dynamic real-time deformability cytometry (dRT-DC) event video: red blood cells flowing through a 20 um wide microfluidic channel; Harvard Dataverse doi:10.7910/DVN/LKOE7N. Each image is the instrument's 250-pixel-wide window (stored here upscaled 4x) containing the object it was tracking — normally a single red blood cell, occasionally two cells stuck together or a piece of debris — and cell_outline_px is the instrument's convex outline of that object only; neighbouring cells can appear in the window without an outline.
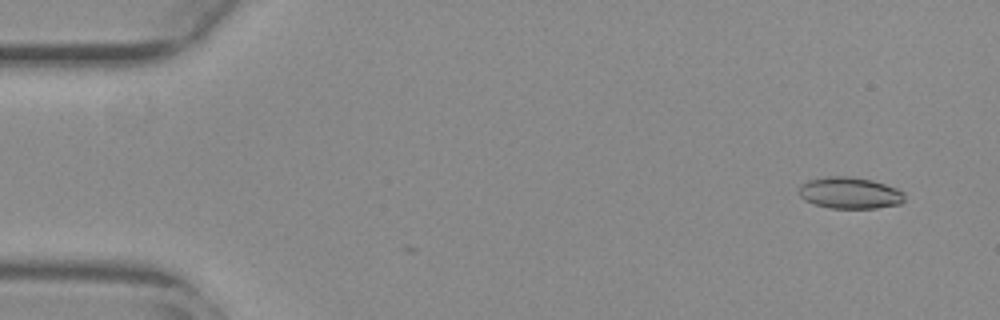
{"species": "common noctule bat (a hibernating species)", "species_latin": "Nyctalus noctula", "temperature_condition": "warm", "stored_images_in_passage": 52, "camera_frame_rate_fps": 3000, "um_per_image_px": 0.085, "animal": {"sex": "female", "body_mass_g": 29.2, "forearm_length_mm": 56.3}, "frame": {"image": 1, "passage_image": 1, "time_ms": 0.0, "image_size_px": [1000, 320], "cell_outline_px": [[904, 200], [900, 204], [876, 208], [828, 208], [804, 200], [800, 196], [800, 184], [808, 180], [828, 176], [848, 176], [872, 180], [896, 188], [904, 192]], "centroid_in_image_um": [72.23, 16.4], "position_along_channel_um": 12.8, "area_um2": 19.36}}
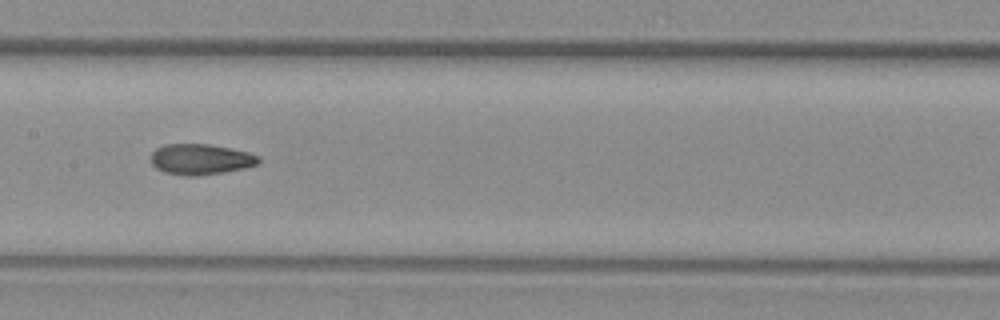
{"frame": {"image": 2, "passage_image": 25, "time_ms": 8.0, "image_size_px": [1000, 320], "cell_outline_px": [[260, 160], [256, 164], [244, 168], [224, 172], [196, 176], [188, 176], [164, 172], [156, 168], [148, 160], [152, 152], [156, 148], [164, 144], [208, 144], [248, 152], [260, 156]], "centroid_in_image_um": [17.0, 13.54], "position_along_channel_um": 190.4, "area_um2": 19.31}}
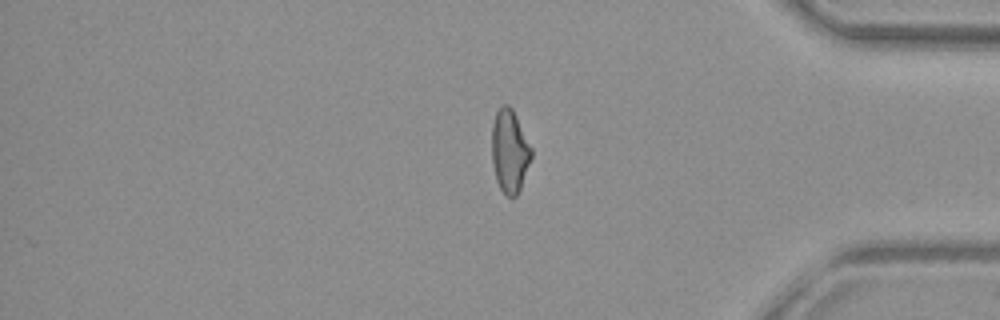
{"frame": {"image": 3, "passage_image": 43, "time_ms": 14.0, "image_size_px": [1000, 320], "cell_outline_px": [[532, 156], [520, 188], [516, 196], [508, 196], [500, 188], [496, 180], [492, 164], [492, 124], [496, 112], [504, 104], [508, 104], [512, 108], [532, 148]], "centroid_in_image_um": [43.31, 12.83], "position_along_channel_um": 391.9, "area_um2": 18.96}, "authors_computed_cell_mechanics": {"area_um2": 19.3919, "velocity_mm_per_s": 3.7883, "shape_relaxation_time_tau1_ms": null, "shape_relaxation_time_tau2_ms": 2.4695, "deformation_change_tau1": null, "deformation_change_tau2": 0.0857}}